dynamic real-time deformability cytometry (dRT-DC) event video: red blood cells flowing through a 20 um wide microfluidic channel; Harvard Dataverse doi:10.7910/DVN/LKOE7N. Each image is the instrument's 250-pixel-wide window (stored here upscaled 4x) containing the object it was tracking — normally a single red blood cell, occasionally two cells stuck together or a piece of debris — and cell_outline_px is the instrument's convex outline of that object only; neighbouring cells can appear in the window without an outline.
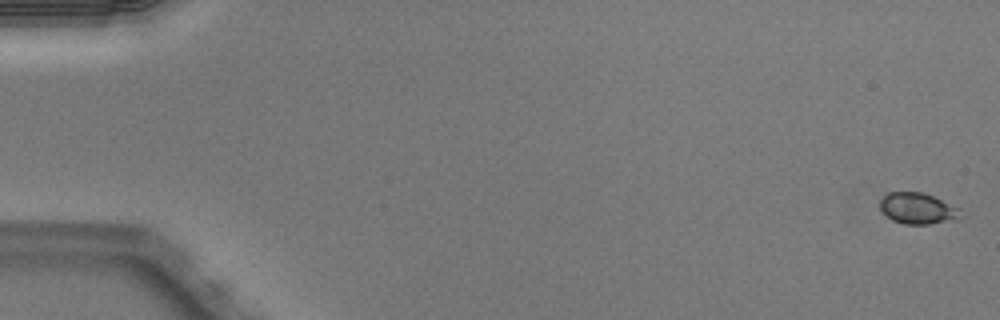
{"species": "Egyptian fruit bat (a non-hibernating species)", "species_latin": "Rousettus aegyptiacus", "temperature_condition": "warm", "stored_images_in_passage": 51, "camera_frame_rate_fps": 3000, "um_per_image_px": 0.085, "animal": {"sex": "male"}, "frame": {"image": 1, "passage_image": 1, "time_ms": 0.0, "image_size_px": [1000, 320], "cell_outline_px": [[964, 216], [956, 220], [928, 224], [904, 224], [892, 220], [880, 208], [880, 200], [888, 192], [924, 192], [960, 208]], "centroid_in_image_um": [78.05, 17.72], "position_along_channel_um": 6.9, "area_um2": 14.74}}
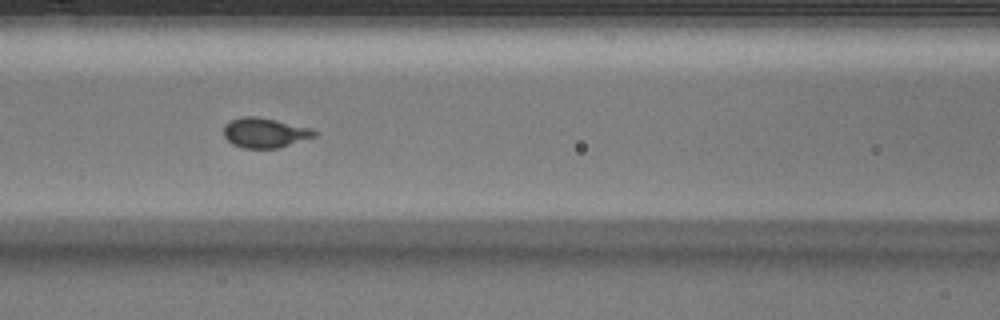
{"frame": {"image": 2, "passage_image": 23, "time_ms": 7.333, "image_size_px": [1000, 320], "cell_outline_px": [[316, 136], [276, 148], [244, 148], [232, 144], [224, 136], [224, 124], [240, 116], [256, 116], [276, 120], [312, 128], [316, 132]], "centroid_in_image_um": [22.48, 11.27], "position_along_channel_um": 144.1, "area_um2": 15.66}}
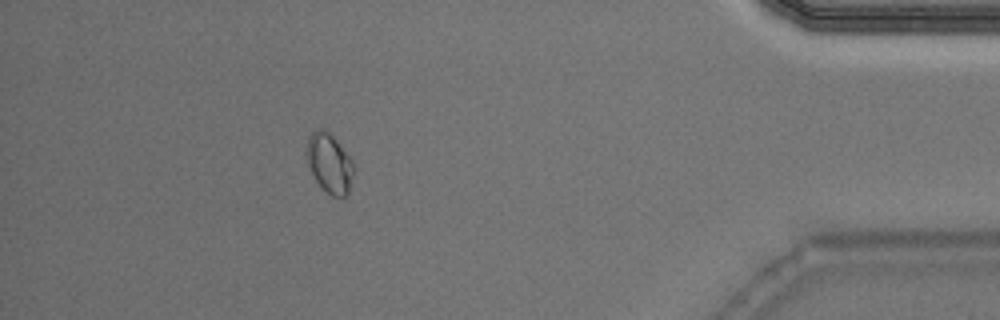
{"frame": {"image": 3, "passage_image": 46, "time_ms": 15.0, "image_size_px": [1000, 320], "cell_outline_px": [[356, 168], [348, 192], [344, 196], [332, 196], [316, 180], [308, 164], [304, 152], [308, 136], [316, 128], [324, 128], [336, 140], [352, 160]], "centroid_in_image_um": [27.99, 13.82], "position_along_channel_um": 407.2, "area_um2": 16.36}, "authors_computed_cell_mechanics": {"area_um2": 15.2014, "velocity_mm_per_s": 4.0307, "shape_relaxation_time_tau1_ms": 4.0411, "shape_relaxation_time_tau2_ms": null, "deformation_change_tau1": 0.1145, "deformation_change_tau2": null}}